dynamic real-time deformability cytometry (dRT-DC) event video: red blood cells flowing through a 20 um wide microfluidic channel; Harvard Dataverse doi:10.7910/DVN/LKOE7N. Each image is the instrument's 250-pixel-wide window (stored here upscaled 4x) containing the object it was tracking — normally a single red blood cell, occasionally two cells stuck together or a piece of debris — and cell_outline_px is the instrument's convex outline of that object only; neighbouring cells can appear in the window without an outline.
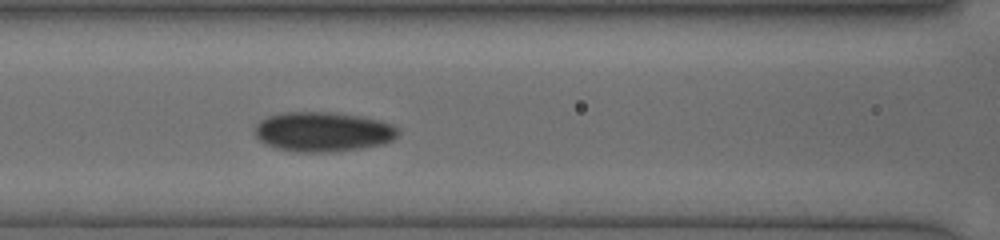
{"species": "human", "species_latin": "Homo sapiens", "temperature_condition": "cold", "stored_images_in_passage": 6, "camera_frame_rate_fps": 3000, "um_per_image_px": 0.085, "donor": {"sex": "female"}, "frame": {"image": 1, "passage_image": 6, "time_ms": 3.333, "image_size_px": [1000, 240], "cell_outline_px": [[400, 132], [392, 140], [384, 144], [368, 148], [332, 152], [292, 152], [276, 148], [264, 144], [256, 136], [256, 124], [260, 120], [268, 116], [284, 112], [332, 112], [360, 116], [380, 120], [392, 124], [400, 128]], "centroid_in_image_um": [27.49, 11.21], "position_along_channel_um": 139.1, "area_um2": 33.64}}